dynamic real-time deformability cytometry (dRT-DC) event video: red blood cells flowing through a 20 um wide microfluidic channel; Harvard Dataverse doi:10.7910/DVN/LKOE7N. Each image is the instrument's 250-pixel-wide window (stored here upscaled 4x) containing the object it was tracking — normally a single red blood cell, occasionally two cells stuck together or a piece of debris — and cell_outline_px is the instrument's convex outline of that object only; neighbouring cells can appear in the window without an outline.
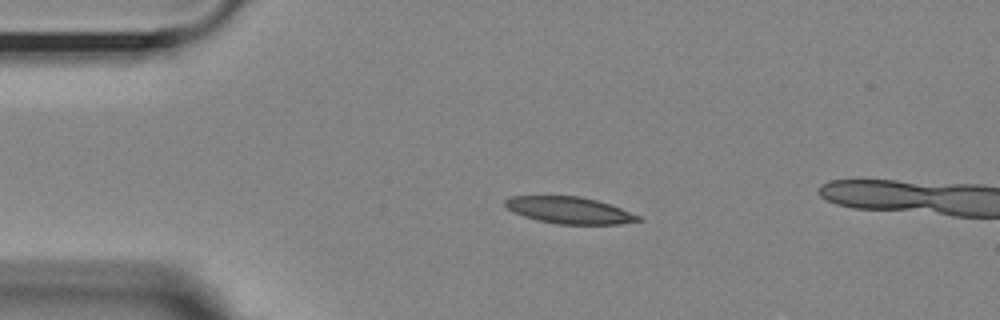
{"species": "Egyptian fruit bat (a non-hibernating species)", "species_latin": "Rousettus aegyptiacus", "temperature_condition": "room temperature", "stored_images_in_passage": 45, "camera_frame_rate_fps": 3000, "um_per_image_px": 0.085, "animal": {"sex": "female"}, "frame": {"image": 1, "passage_image": 1, "time_ms": 0.0, "image_size_px": [1000, 320], "cell_outline_px": [[644, 220], [620, 224], [556, 224], [536, 220], [512, 212], [504, 204], [504, 200], [512, 196], [580, 196], [596, 200], [620, 208], [640, 216]], "centroid_in_image_um": [48.38, 17.88], "position_along_channel_um": 36.6, "area_um2": 20.69}}
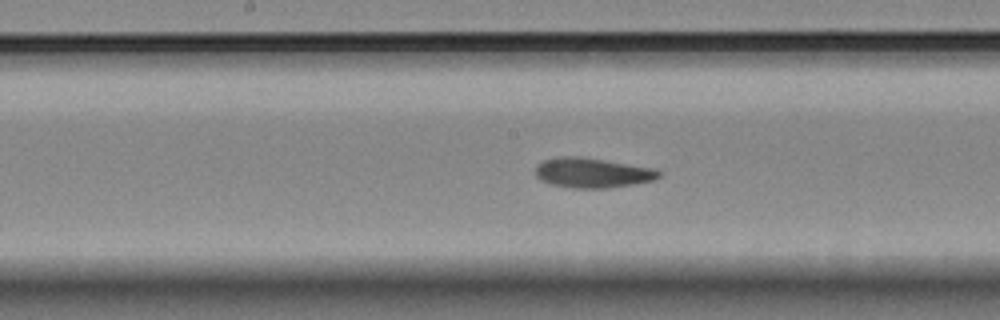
{"frame": {"image": 2, "passage_image": 17, "time_ms": 5.333, "image_size_px": [1000, 320], "cell_outline_px": [[660, 176], [652, 180], [632, 184], [608, 188], [572, 188], [552, 184], [540, 180], [536, 176], [536, 168], [544, 160], [556, 156], [580, 156], [656, 168], [660, 172]], "centroid_in_image_um": [50.35, 14.68], "position_along_channel_um": 197.9, "area_um2": 21.44}}
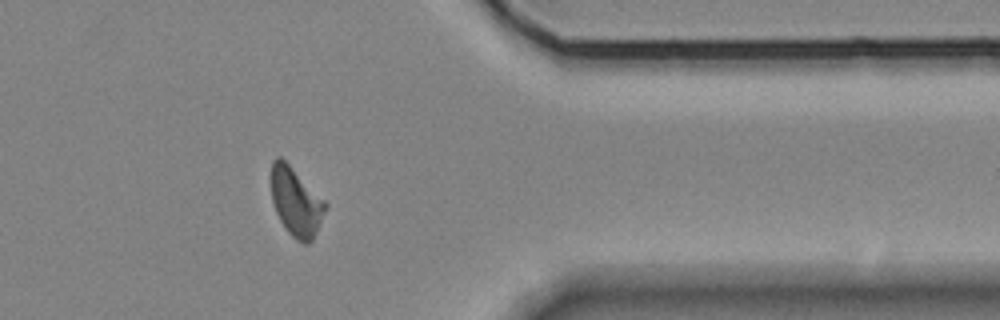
{"frame": {"image": 3, "passage_image": 34, "time_ms": 11.0, "image_size_px": [1000, 320], "cell_outline_px": [[328, 204], [320, 224], [312, 240], [308, 244], [304, 244], [296, 240], [288, 232], [280, 220], [276, 212], [272, 200], [272, 160], [276, 156], [280, 156]], "centroid_in_image_um": [25.16, 17.19], "position_along_channel_um": 386.2, "area_um2": 21.21}, "authors_computed_cell_mechanics": {"area_um2": 21.2126, "velocity_mm_per_s": 3.6019, "shape_relaxation_time_tau1_ms": 4.9674, "shape_relaxation_time_tau2_ms": 1.5684, "deformation_change_tau1": 0.1635, "deformation_change_tau2": 0.0892}}